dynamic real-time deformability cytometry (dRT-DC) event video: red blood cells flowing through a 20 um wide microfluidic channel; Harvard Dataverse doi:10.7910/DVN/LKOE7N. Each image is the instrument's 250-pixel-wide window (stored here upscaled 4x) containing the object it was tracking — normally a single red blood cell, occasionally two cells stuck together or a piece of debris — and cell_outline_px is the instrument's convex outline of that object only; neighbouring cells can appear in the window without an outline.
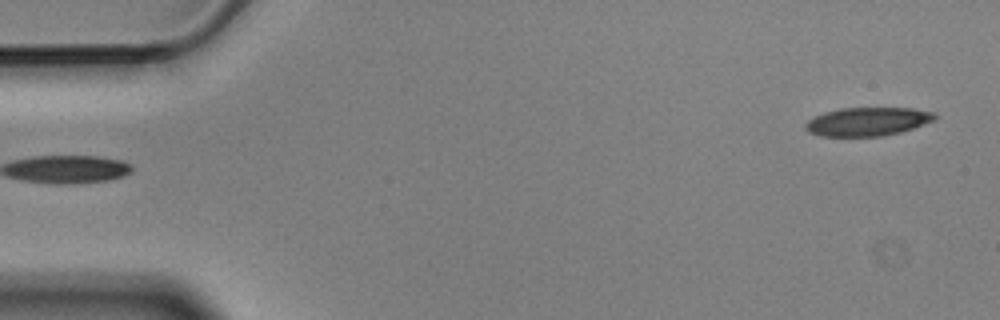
{"species": "Egyptian fruit bat (a non-hibernating species)", "species_latin": "Rousettus aegyptiacus", "temperature_condition": "cold", "stored_images_in_passage": 5, "segment_of_instrument_passage": [2, 2], "camera_frame_rate_fps": 3000, "um_per_image_px": 0.085, "animal": {"sex": "male"}, "frame": {"image": 1, "passage_image": 5, "time_ms": 1.333, "image_size_px": [1000, 320], "cell_outline_px": [[940, 116], [936, 120], [900, 132], [880, 136], [820, 136], [808, 132], [804, 128], [804, 124], [808, 120], [824, 112], [840, 108], [912, 108], [936, 112]], "centroid_in_image_um": [73.77, 10.33], "position_along_channel_um": 11.2, "area_um2": 21.68}}